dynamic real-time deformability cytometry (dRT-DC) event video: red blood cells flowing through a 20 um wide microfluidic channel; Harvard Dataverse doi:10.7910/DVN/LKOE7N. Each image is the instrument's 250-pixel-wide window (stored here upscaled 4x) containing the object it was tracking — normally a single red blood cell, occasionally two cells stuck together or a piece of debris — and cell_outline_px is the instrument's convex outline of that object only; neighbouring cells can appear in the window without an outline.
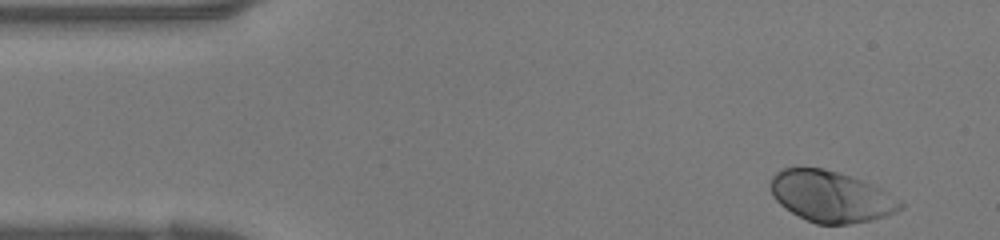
{"species": "human", "species_latin": "Homo sapiens", "temperature_condition": "warm", "stored_images_in_passage": 38, "camera_frame_rate_fps": 3000, "um_per_image_px": 0.085, "donor": {"sex": "female"}, "frame": {"image": 1, "passage_image": 1, "time_ms": 0.0, "image_size_px": [1000, 240], "cell_outline_px": [[904, 208], [896, 212], [872, 220], [848, 224], [816, 224], [792, 212], [780, 204], [772, 196], [768, 184], [772, 176], [776, 172], [784, 168], [824, 168], [864, 180], [880, 188], [900, 200], [904, 204]], "centroid_in_image_um": [70.62, 16.69], "position_along_channel_um": 14.4, "area_um2": 38.73}}
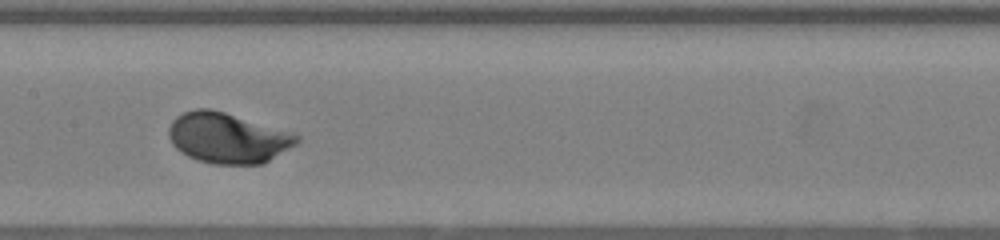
{"frame": {"image": 2, "passage_image": 17, "time_ms": 5.333, "image_size_px": [1000, 240], "cell_outline_px": [[300, 140], [296, 144], [264, 164], [212, 164], [196, 160], [180, 152], [172, 144], [168, 136], [168, 128], [172, 120], [176, 116], [184, 112], [196, 108], [208, 108], [224, 112], [292, 132], [300, 136]], "centroid_in_image_um": [19.34, 11.73], "position_along_channel_um": 188.1, "area_um2": 37.8}}
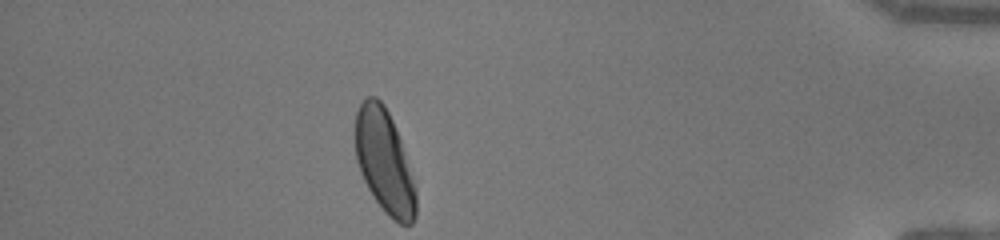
{"frame": {"image": 3, "passage_image": 33, "time_ms": 10.667, "image_size_px": [1000, 240], "cell_outline_px": [[416, 216], [412, 224], [400, 224], [392, 220], [384, 212], [372, 196], [360, 172], [356, 160], [352, 136], [356, 112], [364, 96], [376, 96], [384, 104], [392, 120], [400, 140], [416, 188]], "centroid_in_image_um": [32.62, 13.71], "position_along_channel_um": 402.6, "area_um2": 37.17}}